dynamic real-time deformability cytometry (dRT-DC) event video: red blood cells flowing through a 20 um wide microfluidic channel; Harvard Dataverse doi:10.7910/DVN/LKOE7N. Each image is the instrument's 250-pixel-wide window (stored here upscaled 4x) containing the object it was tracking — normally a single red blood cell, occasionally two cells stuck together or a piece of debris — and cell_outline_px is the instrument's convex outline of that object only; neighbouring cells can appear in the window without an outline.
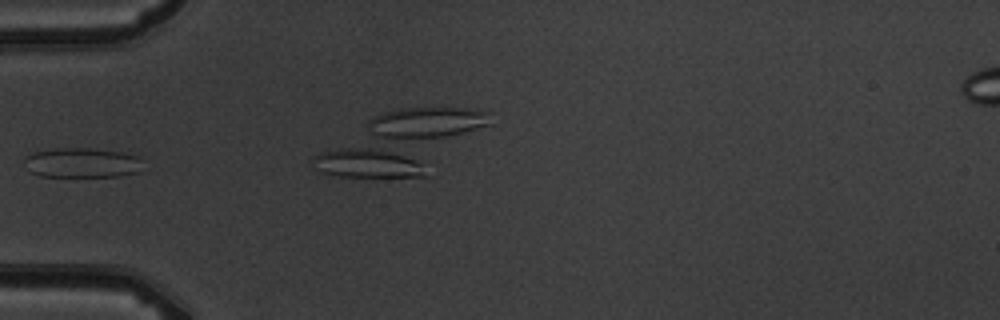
{"species": "common noctule bat (a hibernating species)", "species_latin": "Nyctalus noctula", "temperature_condition": "warm", "stored_images_in_passage": 8, "camera_frame_rate_fps": 3000, "um_per_image_px": 0.085, "animal": {"sex": "male", "body_mass_g": 19.5, "forearm_length_mm": 54.6}, "frame": {"image": 1, "passage_image": 5, "time_ms": 4.667, "image_size_px": [1000, 320], "cell_outline_px": [[140, 172], [120, 176], [40, 176], [28, 172], [24, 160], [32, 152], [56, 148], [88, 148], [120, 152], [136, 156], [140, 160]], "centroid_in_image_um": [6.92, 13.84], "position_along_channel_um": 78.1, "area_um2": 20.46}}
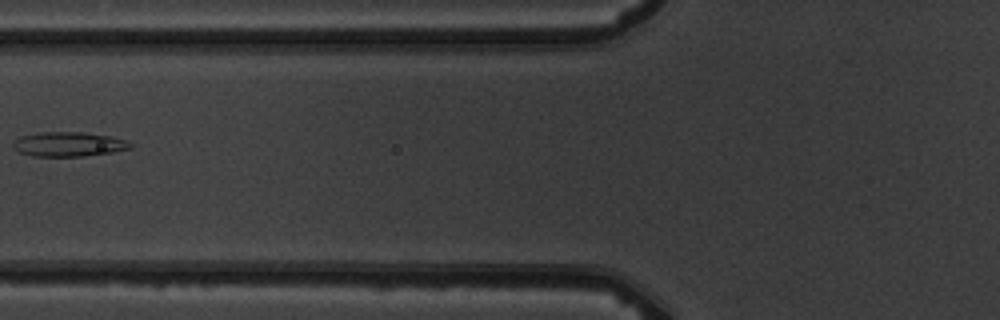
{"frame": {"image": 2, "passage_image": 7, "time_ms": 7.0, "image_size_px": [1000, 320], "cell_outline_px": [[132, 148], [112, 152], [84, 156], [32, 156], [20, 152], [12, 148], [12, 144], [20, 136], [40, 132], [84, 132], [108, 136], [124, 140], [132, 144]], "centroid_in_image_um": [5.8, 12.26], "position_along_channel_um": 120.0, "area_um2": 16.65}}
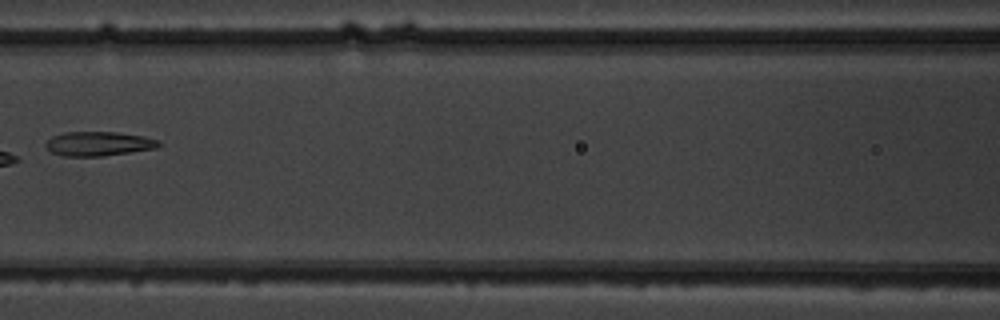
{"frame": {"image": 3, "passage_image": 8, "time_ms": 8.0, "image_size_px": [1000, 320], "cell_outline_px": [[164, 144], [156, 148], [104, 156], [64, 156], [52, 152], [44, 148], [44, 144], [52, 136], [64, 132], [116, 132], [144, 136], [160, 140]], "centroid_in_image_um": [8.39, 12.21], "position_along_channel_um": 158.2, "area_um2": 16.18}}